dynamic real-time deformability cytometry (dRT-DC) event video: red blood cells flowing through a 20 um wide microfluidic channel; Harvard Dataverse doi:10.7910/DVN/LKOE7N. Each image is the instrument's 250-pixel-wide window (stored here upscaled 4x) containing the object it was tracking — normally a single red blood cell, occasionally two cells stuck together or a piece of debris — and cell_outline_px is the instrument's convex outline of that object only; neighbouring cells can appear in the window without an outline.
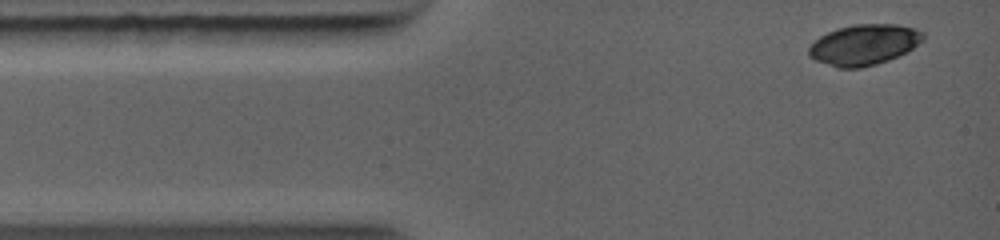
{"species": "common noctule bat (a hibernating species)", "species_latin": "Nyctalus noctula", "temperature_condition": "warm", "stored_images_in_passage": 8, "camera_frame_rate_fps": 5000, "um_per_image_px": 0.085, "animal": {"sex": "female", "body_mass_g": 19.0, "forearm_length_mm": 56.7}, "frame": {"image": 1, "passage_image": 1, "time_ms": 0.0, "image_size_px": [1000, 240], "cell_outline_px": [[924, 40], [912, 48], [888, 60], [876, 64], [860, 68], [836, 68], [816, 60], [808, 56], [808, 48], [820, 36], [836, 28], [852, 24], [896, 24], [912, 28], [924, 32]], "centroid_in_image_um": [73.42, 3.8], "position_along_channel_um": 11.6, "area_um2": 26.99}}
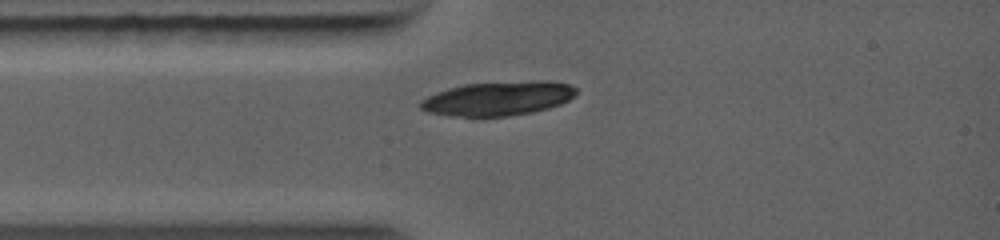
{"frame": {"image": 2, "passage_image": 7, "time_ms": 1.8, "image_size_px": [1000, 240], "cell_outline_px": [[576, 92], [568, 100], [560, 104], [548, 108], [532, 112], [508, 116], [448, 116], [428, 112], [420, 108], [420, 100], [436, 92], [448, 88], [464, 84], [536, 80], [548, 80], [572, 84], [576, 88]], "centroid_in_image_um": [42.33, 8.36], "position_along_channel_um": 42.7, "area_um2": 31.1}}